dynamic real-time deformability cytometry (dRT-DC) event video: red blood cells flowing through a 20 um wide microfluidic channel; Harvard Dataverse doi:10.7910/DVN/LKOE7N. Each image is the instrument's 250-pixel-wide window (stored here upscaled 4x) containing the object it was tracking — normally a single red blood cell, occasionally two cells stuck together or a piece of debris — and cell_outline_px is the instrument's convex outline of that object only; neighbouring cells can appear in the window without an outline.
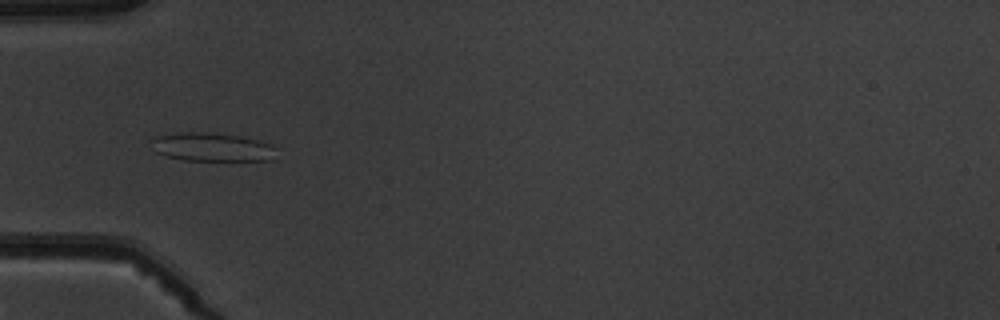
{"species": "common noctule bat (a hibernating species)", "species_latin": "Nyctalus noctula", "temperature_condition": "warm", "stored_images_in_passage": 7, "camera_frame_rate_fps": 3000, "um_per_image_px": 0.085, "animal": {"sex": "male", "body_mass_g": 19.5, "forearm_length_mm": 54.6}, "frame": {"image": 1, "passage_image": 5, "time_ms": 4.333, "image_size_px": [1000, 320], "cell_outline_px": [[276, 148], [272, 160], [184, 160], [168, 156], [156, 152], [148, 140], [156, 136], [184, 132], [208, 132], [240, 136], [272, 144]], "centroid_in_image_um": [17.99, 12.49], "position_along_channel_um": 67.0, "area_um2": 20.69}}
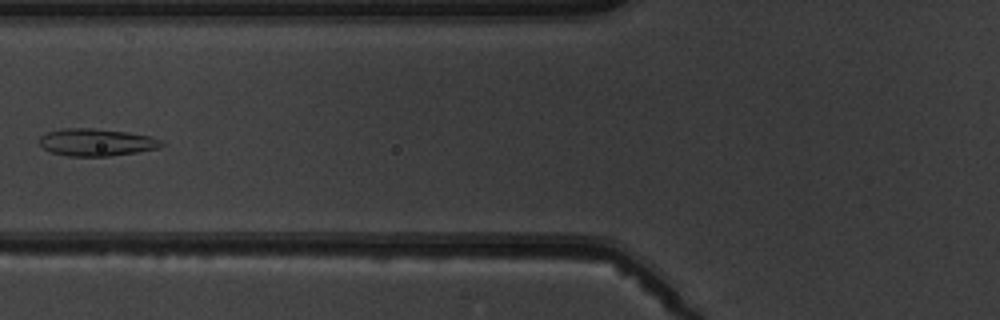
{"frame": {"image": 2, "passage_image": 6, "time_ms": 5.667, "image_size_px": [1000, 320], "cell_outline_px": [[164, 144], [160, 148], [136, 152], [108, 156], [68, 156], [52, 152], [44, 148], [40, 144], [40, 136], [48, 132], [64, 128], [92, 128], [128, 132], [152, 136], [164, 140]], "centroid_in_image_um": [8.25, 12.09], "position_along_channel_um": 117.5, "area_um2": 19.48}}
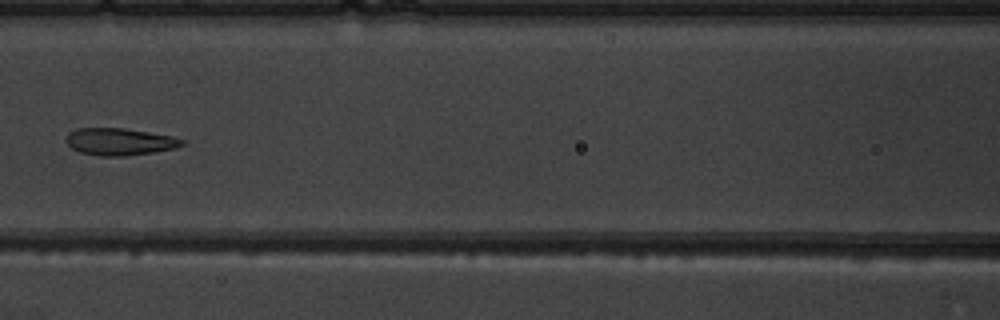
{"frame": {"image": 3, "passage_image": 7, "time_ms": 6.667, "image_size_px": [1000, 320], "cell_outline_px": [[184, 144], [176, 148], [152, 152], [124, 156], [100, 156], [80, 152], [72, 148], [64, 140], [68, 132], [76, 128], [124, 128], [172, 136], [184, 140]], "centroid_in_image_um": [10.13, 12.04], "position_along_channel_um": 156.5, "area_um2": 18.32}}